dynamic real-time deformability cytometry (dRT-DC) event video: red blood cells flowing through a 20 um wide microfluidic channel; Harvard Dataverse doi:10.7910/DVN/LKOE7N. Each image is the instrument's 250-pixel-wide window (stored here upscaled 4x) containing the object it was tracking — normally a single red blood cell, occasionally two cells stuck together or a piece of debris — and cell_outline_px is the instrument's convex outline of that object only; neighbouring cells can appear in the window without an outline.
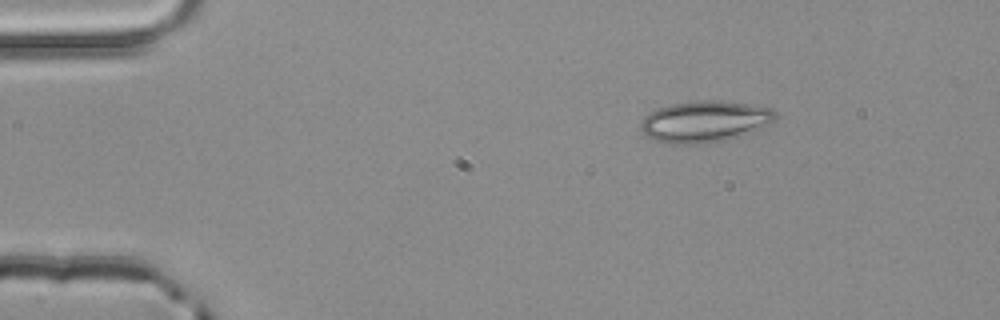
{"species": "common noctule bat (a hibernating species)", "species_latin": "Nyctalus noctula", "temperature_condition": "room temperature", "stored_images_in_passage": 3, "camera_frame_rate_fps": 3000, "um_per_image_px": 0.085, "animal": {"sex": "male", "body_mass_g": 20.4}, "frame": {"image": 1, "passage_image": 1, "time_ms": 0.0, "image_size_px": [1000, 320], "cell_outline_px": [[776, 120], [772, 124], [740, 136], [724, 140], [692, 144], [672, 144], [656, 140], [648, 136], [640, 128], [640, 120], [644, 116], [656, 108], [672, 104], [704, 100], [720, 100], [752, 104], [772, 108], [776, 112]], "centroid_in_image_um": [59.94, 10.31], "position_along_channel_um": 25.1, "area_um2": 32.6}}
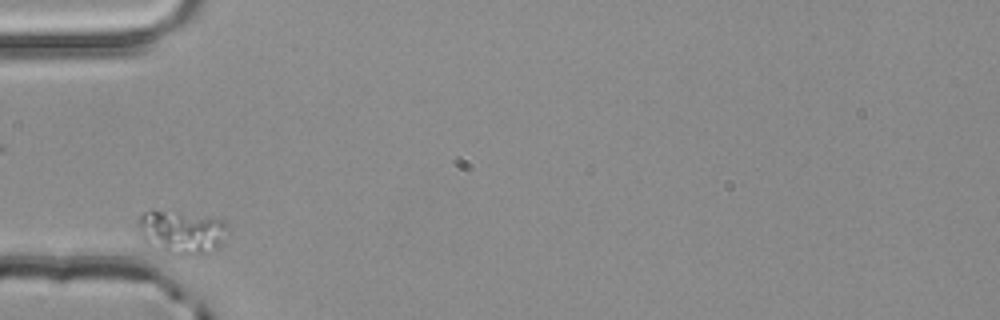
{"frame": {"image": 2, "passage_image": 3, "time_ms": 0.667, "image_size_px": [1000, 320], "cell_outline_px": [[232, 228], [224, 244], [216, 248], [196, 256], [176, 256], [148, 244], [144, 240], [136, 220], [144, 212], [152, 208], [224, 220]], "centroid_in_image_um": [15.5, 19.73], "position_along_channel_um": 69.5, "area_um2": 23.24}}